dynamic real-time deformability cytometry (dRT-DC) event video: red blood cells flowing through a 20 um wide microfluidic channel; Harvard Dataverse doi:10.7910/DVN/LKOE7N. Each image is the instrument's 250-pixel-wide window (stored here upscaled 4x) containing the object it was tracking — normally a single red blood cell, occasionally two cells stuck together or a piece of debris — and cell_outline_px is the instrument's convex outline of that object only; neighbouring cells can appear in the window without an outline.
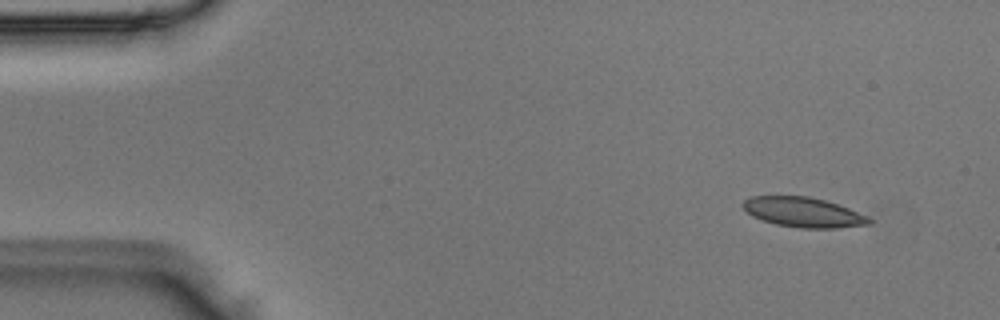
{"species": "Egyptian fruit bat (a non-hibernating species)", "species_latin": "Rousettus aegyptiacus", "temperature_condition": "room temperature", "stored_images_in_passage": 49, "camera_frame_rate_fps": 3000, "um_per_image_px": 0.085, "animal": {"sex": "male"}, "frame": {"image": 1, "passage_image": 4, "time_ms": 1.0, "image_size_px": [1000, 320], "cell_outline_px": [[872, 224], [836, 228], [800, 228], [776, 224], [752, 216], [740, 204], [744, 200], [752, 196], [808, 196], [824, 200], [848, 208], [868, 216], [872, 220]], "centroid_in_image_um": [68.29, 18.04], "position_along_channel_um": 16.7, "area_um2": 21.85}}
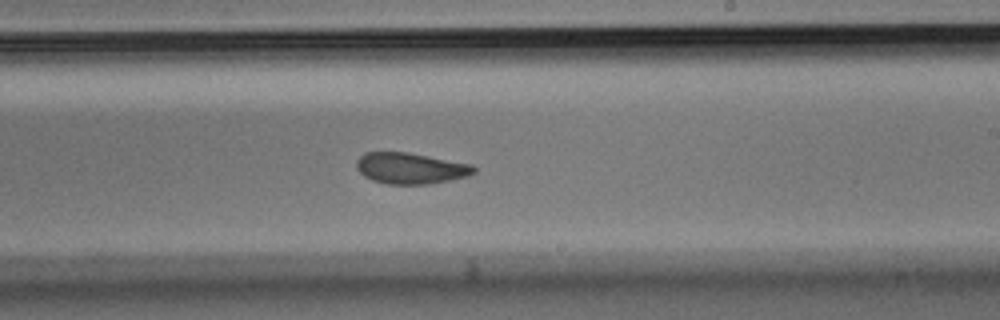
{"frame": {"image": 2, "passage_image": 29, "time_ms": 9.333, "image_size_px": [1000, 320], "cell_outline_px": [[476, 172], [468, 176], [428, 184], [388, 184], [372, 180], [364, 176], [356, 168], [356, 160], [364, 152], [408, 152], [472, 164], [476, 168]], "centroid_in_image_um": [34.89, 14.29], "position_along_channel_um": 254.1, "area_um2": 21.33}}
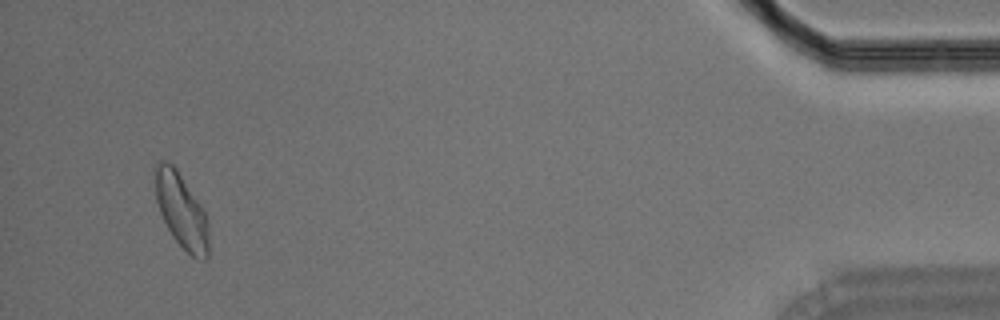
{"frame": {"image": 3, "passage_image": 47, "time_ms": 15.333, "image_size_px": [1000, 320], "cell_outline_px": [[208, 256], [204, 260], [196, 260], [172, 236], [160, 212], [156, 200], [152, 168], [160, 160], [164, 160], [172, 164], [176, 168], [200, 204], [208, 220]], "centroid_in_image_um": [15.38, 17.87], "position_along_channel_um": 419.8, "area_um2": 23.41}}